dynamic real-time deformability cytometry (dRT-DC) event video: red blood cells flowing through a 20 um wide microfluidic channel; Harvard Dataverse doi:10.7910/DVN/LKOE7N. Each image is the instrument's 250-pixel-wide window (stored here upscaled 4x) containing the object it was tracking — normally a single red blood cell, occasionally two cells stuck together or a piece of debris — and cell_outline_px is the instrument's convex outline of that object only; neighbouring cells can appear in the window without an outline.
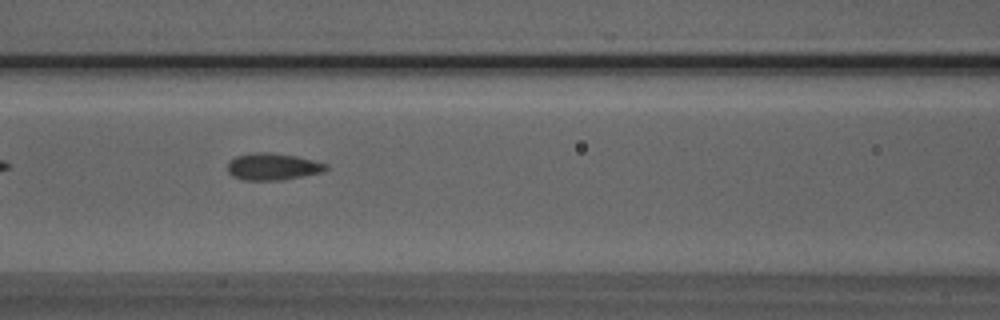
{"species": "Egyptian fruit bat (a non-hibernating species)", "species_latin": "Rousettus aegyptiacus", "temperature_condition": "room temperature", "stored_images_in_passage": 4, "camera_frame_rate_fps": 3000, "um_per_image_px": 0.085, "animal": {"sex": "male"}, "frame": {"image": 1, "passage_image": 3, "time_ms": 2.333, "image_size_px": [1000, 320], "cell_outline_px": [[328, 168], [324, 172], [280, 180], [244, 180], [232, 176], [228, 172], [228, 160], [236, 156], [252, 152], [268, 152], [296, 156], [328, 164]], "centroid_in_image_um": [23.16, 14.16], "position_along_channel_um": 143.4, "area_um2": 15.49}}